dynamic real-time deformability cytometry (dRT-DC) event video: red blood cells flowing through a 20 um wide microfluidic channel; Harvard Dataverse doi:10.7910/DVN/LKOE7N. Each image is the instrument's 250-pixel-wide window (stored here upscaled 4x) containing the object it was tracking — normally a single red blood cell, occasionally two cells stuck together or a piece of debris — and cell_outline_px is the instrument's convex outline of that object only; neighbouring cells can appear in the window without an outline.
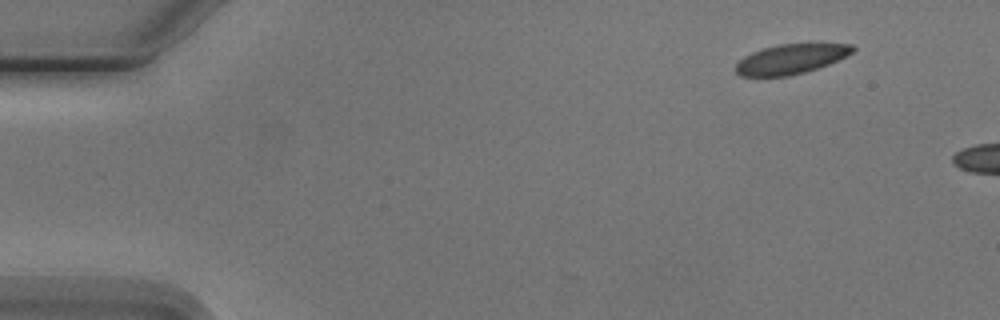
{"species": "Egyptian fruit bat (a non-hibernating species)", "species_latin": "Rousettus aegyptiacus", "temperature_condition": "cold", "stored_images_in_passage": 3, "camera_frame_rate_fps": 3000, "um_per_image_px": 0.085, "animal": {"sex": "male"}, "frame": {"image": 1, "passage_image": 1, "time_ms": 0.0, "image_size_px": [1000, 320], "cell_outline_px": [[856, 48], [852, 52], [828, 64], [804, 72], [788, 76], [740, 76], [736, 72], [736, 64], [744, 56], [752, 52], [764, 48], [780, 44], [852, 44]], "centroid_in_image_um": [67.19, 5.02], "position_along_channel_um": 17.8, "area_um2": 19.88}}